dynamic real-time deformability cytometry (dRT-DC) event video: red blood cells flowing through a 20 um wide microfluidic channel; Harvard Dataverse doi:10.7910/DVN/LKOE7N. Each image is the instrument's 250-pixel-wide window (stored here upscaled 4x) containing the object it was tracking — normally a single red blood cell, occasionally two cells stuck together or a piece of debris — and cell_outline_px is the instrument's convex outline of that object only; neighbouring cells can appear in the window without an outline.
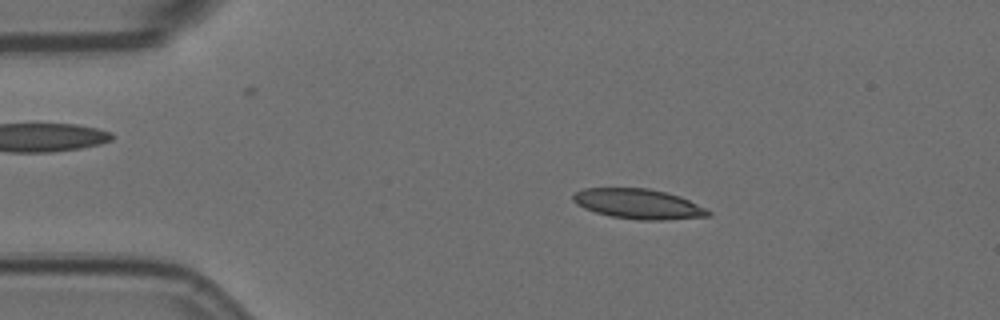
{"species": "Egyptian fruit bat (a non-hibernating species)", "species_latin": "Rousettus aegyptiacus", "temperature_condition": "room temperature", "stored_images_in_passage": 5, "camera_frame_rate_fps": 3000, "um_per_image_px": 0.085, "animal": {"sex": "female"}, "frame": {"image": 1, "passage_image": 2, "time_ms": 0.333, "image_size_px": [1000, 320], "cell_outline_px": [[712, 216], [664, 220], [640, 220], [612, 216], [596, 212], [584, 208], [576, 204], [572, 200], [572, 196], [576, 192], [584, 188], [648, 188], [680, 196], [712, 212]], "centroid_in_image_um": [54.26, 17.33], "position_along_channel_um": 30.7, "area_um2": 23.47}}
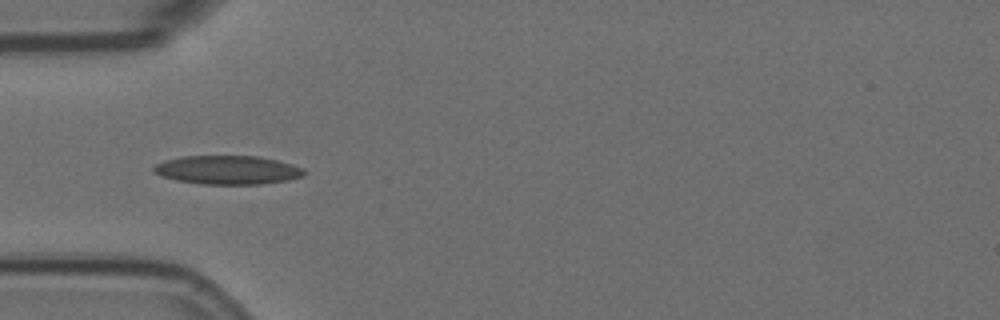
{"frame": {"image": 2, "passage_image": 4, "time_ms": 1.0, "image_size_px": [1000, 320], "cell_outline_px": [[308, 172], [304, 176], [288, 180], [260, 184], [200, 184], [176, 180], [160, 176], [152, 172], [152, 168], [156, 164], [164, 160], [184, 156], [256, 156], [276, 160], [292, 164], [304, 168]], "centroid_in_image_um": [19.34, 14.45], "position_along_channel_um": 65.7, "area_um2": 25.37}}
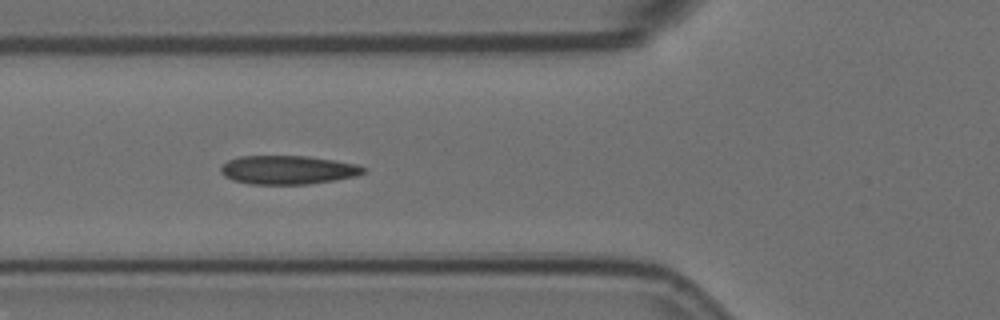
{"frame": {"image": 3, "passage_image": 5, "time_ms": 1.333, "image_size_px": [1000, 320], "cell_outline_px": [[368, 168], [364, 172], [356, 176], [308, 184], [252, 184], [232, 180], [224, 176], [220, 172], [220, 168], [228, 160], [240, 156], [308, 156], [336, 160], [356, 164]], "centroid_in_image_um": [24.47, 14.43], "position_along_channel_um": 101.3, "area_um2": 23.87}}